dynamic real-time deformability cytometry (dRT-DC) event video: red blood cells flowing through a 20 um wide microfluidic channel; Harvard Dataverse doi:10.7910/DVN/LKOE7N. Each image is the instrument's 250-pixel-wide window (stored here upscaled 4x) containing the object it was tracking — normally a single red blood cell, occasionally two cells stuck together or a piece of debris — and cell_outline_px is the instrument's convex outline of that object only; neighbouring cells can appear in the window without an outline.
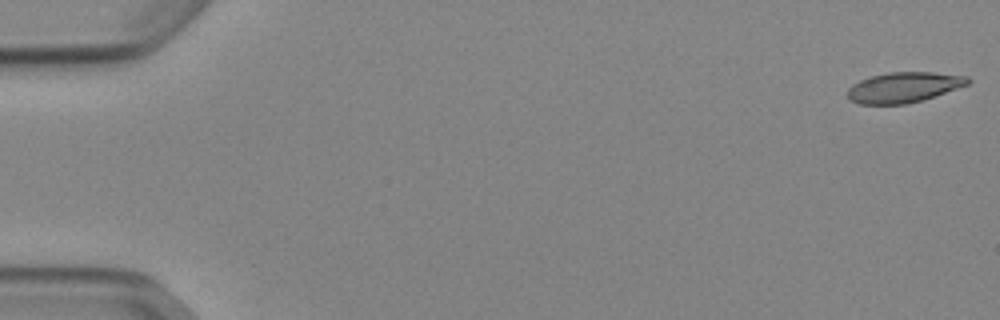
{"species": "Egyptian fruit bat (a non-hibernating species)", "species_latin": "Rousettus aegyptiacus", "temperature_condition": "cold", "stored_images_in_passage": 16, "camera_frame_rate_fps": 3000, "um_per_image_px": 0.085, "animal": {"sex": "female"}, "frame": {"image": 1, "passage_image": 1, "time_ms": 0.0, "image_size_px": [1000, 320], "cell_outline_px": [[972, 80], [968, 84], [924, 100], [904, 104], [860, 104], [848, 100], [848, 88], [852, 84], [860, 80], [872, 76], [888, 72], [932, 72], [968, 76]], "centroid_in_image_um": [76.82, 7.42], "position_along_channel_um": 8.2, "area_um2": 21.33}}
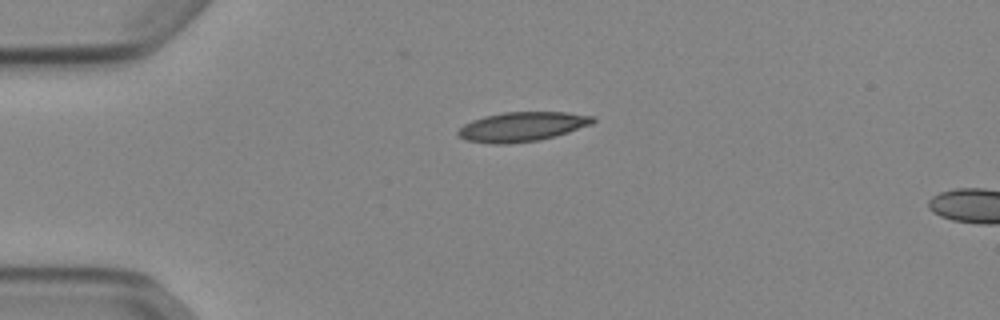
{"frame": {"image": 2, "passage_image": 13, "time_ms": 4.0, "image_size_px": [1000, 320], "cell_outline_px": [[596, 120], [592, 124], [556, 136], [540, 140], [508, 144], [492, 144], [468, 140], [460, 136], [456, 132], [464, 124], [472, 120], [484, 116], [504, 112], [564, 112], [592, 116]], "centroid_in_image_um": [44.38, 10.77], "position_along_channel_um": 40.6, "area_um2": 23.06}}